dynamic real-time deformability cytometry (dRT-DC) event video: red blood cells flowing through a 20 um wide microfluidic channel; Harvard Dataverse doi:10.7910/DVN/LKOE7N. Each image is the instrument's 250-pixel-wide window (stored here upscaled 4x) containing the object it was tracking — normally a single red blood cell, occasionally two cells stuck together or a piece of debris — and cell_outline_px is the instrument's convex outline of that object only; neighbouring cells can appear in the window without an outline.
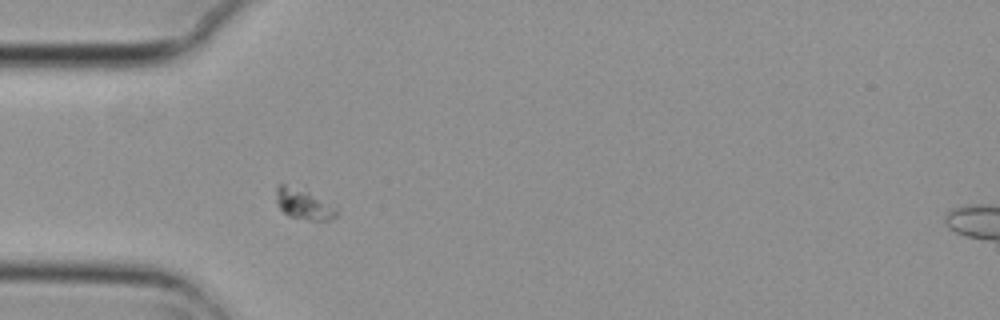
{"species": "common noctule bat (a hibernating species)", "species_latin": "Nyctalus noctula", "temperature_condition": "cold", "stored_images_in_passage": 2, "camera_frame_rate_fps": 3000, "um_per_image_px": 0.085, "animal": {"sex": "female", "body_mass_g": 29.2, "forearm_length_mm": 56.3}, "frame": {"image": 1, "passage_image": 2, "time_ms": 0.333, "image_size_px": [1000, 320], "cell_outline_px": [[340, 212], [336, 216], [328, 220], [308, 220], [288, 216], [280, 208], [276, 200], [276, 184], [284, 184], [308, 188], [336, 208]], "centroid_in_image_um": [25.82, 17.3], "position_along_channel_um": 59.2, "area_um2": 11.21}}